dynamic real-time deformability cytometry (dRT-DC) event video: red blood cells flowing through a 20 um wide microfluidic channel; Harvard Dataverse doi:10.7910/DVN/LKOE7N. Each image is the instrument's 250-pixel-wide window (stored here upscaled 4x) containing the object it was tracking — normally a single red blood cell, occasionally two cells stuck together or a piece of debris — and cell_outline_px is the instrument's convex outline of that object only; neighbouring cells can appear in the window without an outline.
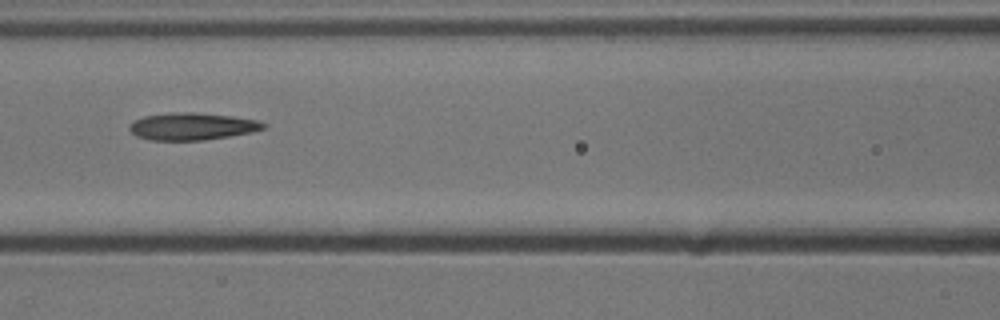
{"species": "common noctule bat (a hibernating species)", "species_latin": "Nyctalus noctula", "temperature_condition": "cold", "stored_images_in_passage": 7, "camera_frame_rate_fps": 3000, "um_per_image_px": 0.085, "animal": {"sex": "male", "body_mass_g": 13.3}, "frame": {"image": 1, "passage_image": 6, "time_ms": 1.667, "image_size_px": [1000, 320], "cell_outline_px": [[268, 124], [264, 128], [252, 132], [204, 140], [148, 140], [136, 136], [128, 128], [128, 124], [144, 116], [168, 112], [196, 112], [232, 116], [256, 120]], "centroid_in_image_um": [16.3, 10.73], "position_along_channel_um": 150.3, "area_um2": 21.33}}
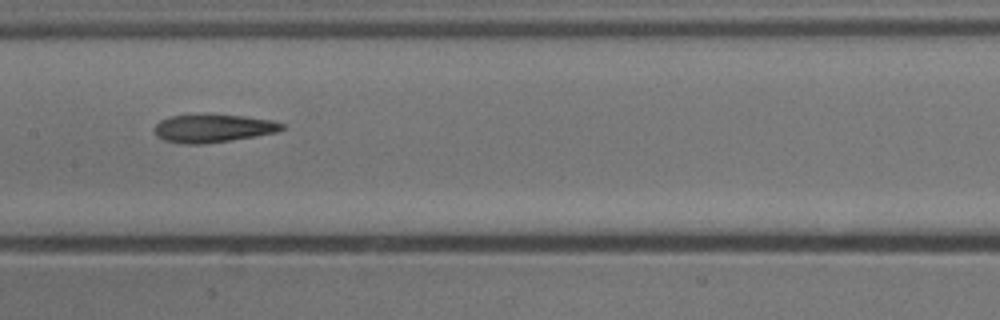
{"frame": {"image": 2, "passage_image": 7, "time_ms": 2.0, "image_size_px": [1000, 320], "cell_outline_px": [[284, 128], [276, 132], [256, 136], [204, 144], [184, 144], [164, 140], [156, 136], [152, 128], [160, 120], [172, 116], [244, 116], [272, 120], [284, 124]], "centroid_in_image_um": [18.09, 10.93], "position_along_channel_um": 189.3, "area_um2": 20.4}}